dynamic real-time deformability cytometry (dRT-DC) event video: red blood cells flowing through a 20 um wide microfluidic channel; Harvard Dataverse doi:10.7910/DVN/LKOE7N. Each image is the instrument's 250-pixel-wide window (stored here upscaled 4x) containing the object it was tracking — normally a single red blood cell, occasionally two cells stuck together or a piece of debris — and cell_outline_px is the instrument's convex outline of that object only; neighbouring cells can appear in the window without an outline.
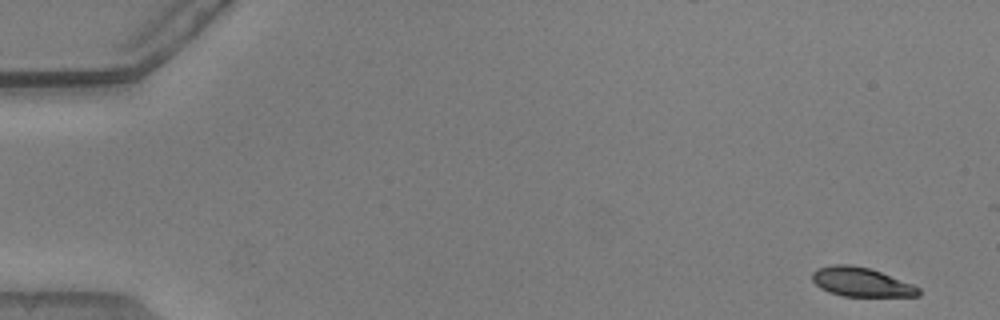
{"species": "common noctule bat (a hibernating species)", "species_latin": "Nyctalus noctula", "temperature_condition": "warm", "stored_images_in_passage": 20, "camera_frame_rate_fps": 3000, "um_per_image_px": 0.085, "animal": {"sex": "male", "body_mass_g": 20.5, "forearm_length_mm": 52.5}, "frame": {"image": 1, "passage_image": 1, "time_ms": 0.0, "image_size_px": [1000, 320], "cell_outline_px": [[920, 296], [844, 296], [828, 292], [820, 288], [812, 280], [812, 272], [816, 268], [832, 264], [852, 264], [868, 268], [880, 272], [912, 284], [920, 288]], "centroid_in_image_um": [73.16, 23.97], "position_along_channel_um": 11.8, "area_um2": 18.03}}
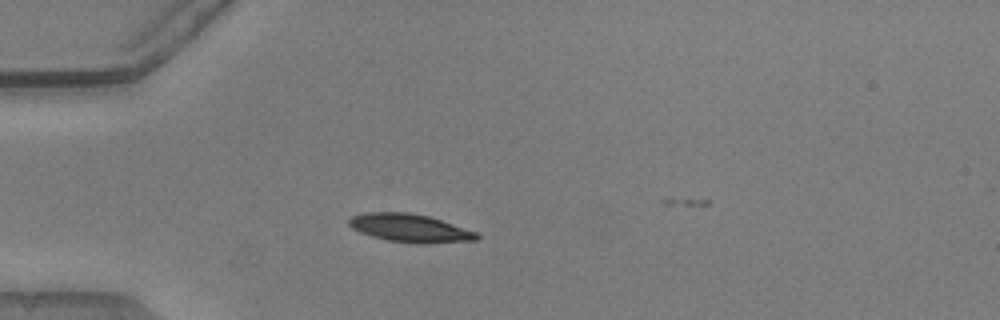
{"frame": {"image": 2, "passage_image": 14, "time_ms": 4.333, "image_size_px": [1000, 320], "cell_outline_px": [[480, 236], [476, 240], [420, 244], [388, 240], [372, 236], [360, 232], [352, 228], [348, 224], [348, 220], [352, 216], [364, 212], [408, 212], [428, 216], [476, 232]], "centroid_in_image_um": [34.8, 19.38], "position_along_channel_um": 50.2, "area_um2": 20.75}}